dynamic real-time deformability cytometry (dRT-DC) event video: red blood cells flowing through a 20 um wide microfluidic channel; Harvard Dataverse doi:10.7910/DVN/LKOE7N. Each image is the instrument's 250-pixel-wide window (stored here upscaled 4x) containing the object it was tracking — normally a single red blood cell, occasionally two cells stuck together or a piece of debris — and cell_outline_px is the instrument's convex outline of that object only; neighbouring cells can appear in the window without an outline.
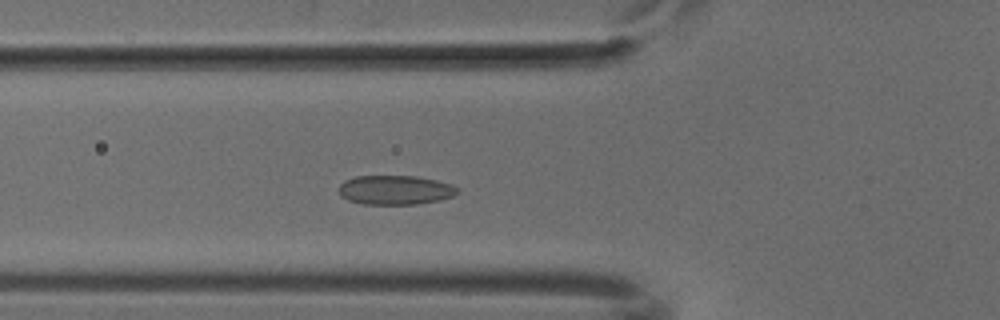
{"species": "common noctule bat (a hibernating species)", "species_latin": "Nyctalus noctula", "temperature_condition": "cold", "stored_images_in_passage": 48, "camera_frame_rate_fps": 3000, "um_per_image_px": 0.085, "animal": {"sex": "male", "body_mass_g": 18.8}, "frame": {"image": 1, "passage_image": 14, "time_ms": 4.333, "image_size_px": [1000, 320], "cell_outline_px": [[460, 192], [452, 196], [440, 200], [416, 204], [364, 204], [348, 200], [340, 196], [340, 184], [344, 180], [356, 176], [416, 176], [436, 180], [460, 188]], "centroid_in_image_um": [33.6, 16.15], "position_along_channel_um": 92.2, "area_um2": 20.23}}
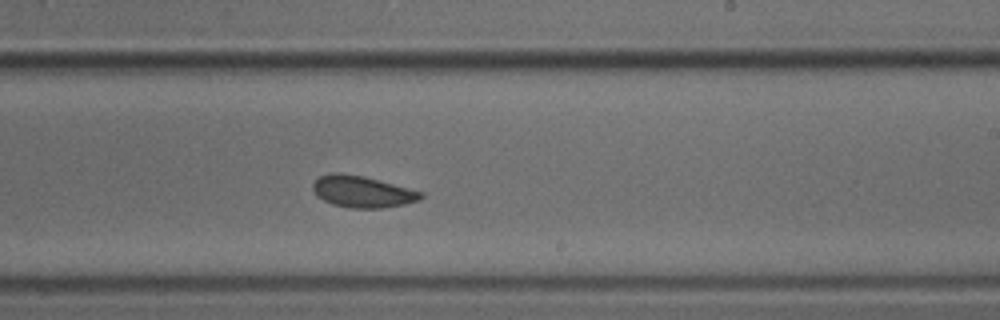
{"frame": {"image": 2, "passage_image": 27, "time_ms": 8.667, "image_size_px": [1000, 320], "cell_outline_px": [[424, 196], [420, 200], [404, 204], [380, 208], [352, 208], [332, 204], [316, 196], [312, 188], [312, 184], [320, 176], [332, 172], [340, 172], [364, 176], [424, 192]], "centroid_in_image_um": [30.79, 16.28], "position_along_channel_um": 258.2, "area_um2": 19.94}}
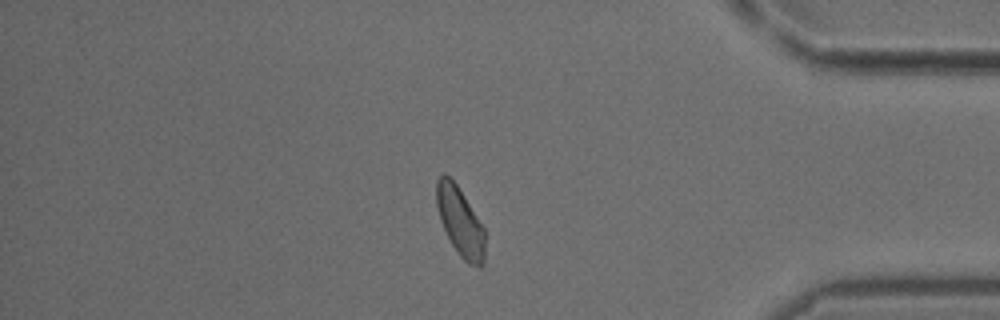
{"frame": {"image": 3, "passage_image": 40, "time_ms": 13.0, "image_size_px": [1000, 320], "cell_outline_px": [[484, 260], [480, 268], [468, 264], [460, 256], [452, 244], [440, 220], [436, 204], [436, 180], [444, 172], [456, 184], [484, 228]], "centroid_in_image_um": [39.1, 18.85], "position_along_channel_um": 396.1, "area_um2": 19.13}}